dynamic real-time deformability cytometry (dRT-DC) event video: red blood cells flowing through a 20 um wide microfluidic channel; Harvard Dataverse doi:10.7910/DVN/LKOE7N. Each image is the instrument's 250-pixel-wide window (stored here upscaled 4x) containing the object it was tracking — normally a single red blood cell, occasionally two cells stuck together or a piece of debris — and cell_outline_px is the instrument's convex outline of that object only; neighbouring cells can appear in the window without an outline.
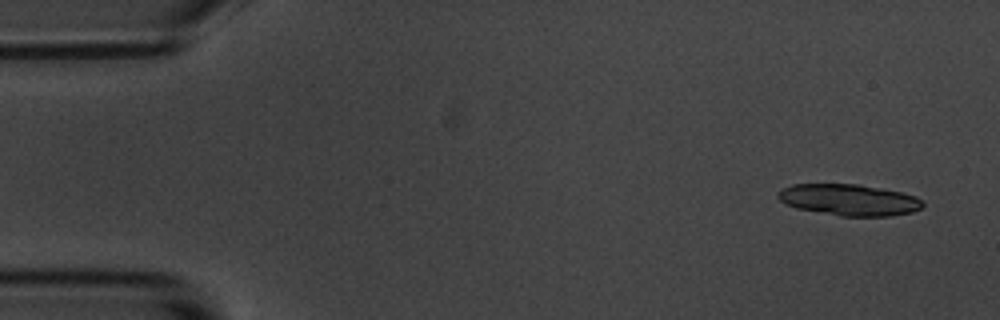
{"species": "common noctule bat (a hibernating species)", "species_latin": "Nyctalus noctula", "temperature_condition": "room temperature", "stored_images_in_passage": 5, "segment_of_instrument_passage": [1, 2], "camera_frame_rate_fps": 3000, "um_per_image_px": 0.085, "animal": {"sex": "male", "body_mass_g": 20.1, "forearm_length_mm": 53.5}, "frame": {"image": 1, "passage_image": 1, "time_ms": 0.0, "image_size_px": [1000, 320], "cell_outline_px": [[924, 204], [920, 208], [912, 212], [892, 216], [840, 216], [796, 208], [784, 204], [776, 196], [776, 192], [792, 184], [860, 184], [900, 192], [916, 196]], "centroid_in_image_um": [72.14, 16.99], "position_along_channel_um": 12.9, "area_um2": 26.53}}